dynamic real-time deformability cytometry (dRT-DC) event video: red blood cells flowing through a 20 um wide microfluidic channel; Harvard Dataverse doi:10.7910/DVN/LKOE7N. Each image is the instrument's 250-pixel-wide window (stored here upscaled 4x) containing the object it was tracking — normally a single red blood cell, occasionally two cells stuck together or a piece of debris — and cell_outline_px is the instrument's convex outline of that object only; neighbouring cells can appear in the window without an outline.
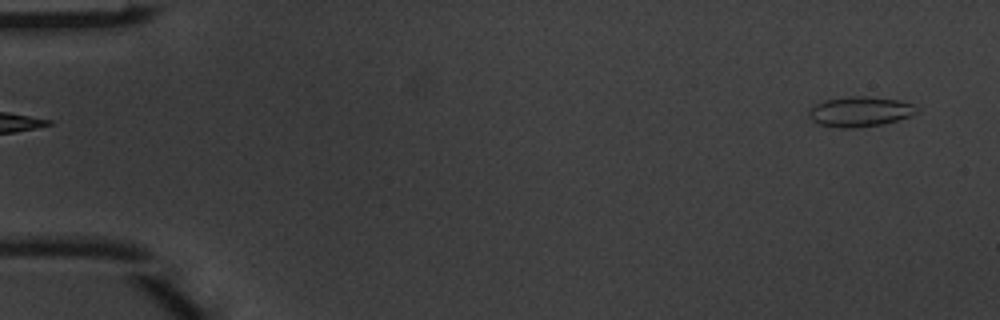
{"species": "common noctule bat (a hibernating species)", "species_latin": "Nyctalus noctula", "temperature_condition": "warm", "stored_images_in_passage": 2, "camera_frame_rate_fps": 3000, "um_per_image_px": 0.085, "animal": {"sex": "male", "body_mass_g": 20.1, "forearm_length_mm": 53.5}, "frame": {"image": 1, "passage_image": 2, "time_ms": 0.333, "image_size_px": [1000, 320], "cell_outline_px": [[916, 112], [912, 116], [900, 120], [884, 124], [848, 128], [820, 124], [812, 120], [808, 116], [808, 112], [816, 104], [824, 100], [848, 96], [868, 96], [896, 100], [912, 104], [916, 108]], "centroid_in_image_um": [73.1, 9.48], "position_along_channel_um": 11.9, "area_um2": 18.67}}